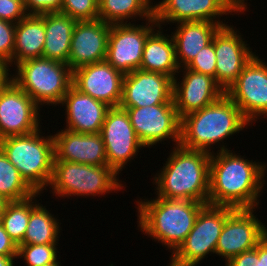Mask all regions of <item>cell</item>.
<instances>
[{
  "instance_id": "1",
  "label": "cell",
  "mask_w": 267,
  "mask_h": 266,
  "mask_svg": "<svg viewBox=\"0 0 267 266\" xmlns=\"http://www.w3.org/2000/svg\"><path fill=\"white\" fill-rule=\"evenodd\" d=\"M219 146L217 154L212 150L210 159L208 204L255 209L265 184L267 165L244 159L223 144Z\"/></svg>"
},
{
  "instance_id": "2",
  "label": "cell",
  "mask_w": 267,
  "mask_h": 266,
  "mask_svg": "<svg viewBox=\"0 0 267 266\" xmlns=\"http://www.w3.org/2000/svg\"><path fill=\"white\" fill-rule=\"evenodd\" d=\"M211 154L176 145L154 177L157 197L208 204Z\"/></svg>"
},
{
  "instance_id": "3",
  "label": "cell",
  "mask_w": 267,
  "mask_h": 266,
  "mask_svg": "<svg viewBox=\"0 0 267 266\" xmlns=\"http://www.w3.org/2000/svg\"><path fill=\"white\" fill-rule=\"evenodd\" d=\"M136 202L140 230L170 248L172 254L184 242L194 227L199 211L206 205L186 199L161 197Z\"/></svg>"
},
{
  "instance_id": "4",
  "label": "cell",
  "mask_w": 267,
  "mask_h": 266,
  "mask_svg": "<svg viewBox=\"0 0 267 266\" xmlns=\"http://www.w3.org/2000/svg\"><path fill=\"white\" fill-rule=\"evenodd\" d=\"M250 125L238 106L223 94L217 101L181 118L180 145L187 149L212 154V144Z\"/></svg>"
},
{
  "instance_id": "5",
  "label": "cell",
  "mask_w": 267,
  "mask_h": 266,
  "mask_svg": "<svg viewBox=\"0 0 267 266\" xmlns=\"http://www.w3.org/2000/svg\"><path fill=\"white\" fill-rule=\"evenodd\" d=\"M0 149L35 192L46 190L53 174V135L42 136L39 128L27 135L8 136L0 140Z\"/></svg>"
},
{
  "instance_id": "6",
  "label": "cell",
  "mask_w": 267,
  "mask_h": 266,
  "mask_svg": "<svg viewBox=\"0 0 267 266\" xmlns=\"http://www.w3.org/2000/svg\"><path fill=\"white\" fill-rule=\"evenodd\" d=\"M10 79L40 107L59 105L72 86L73 71L68 64L44 57L17 64ZM15 76V77H14Z\"/></svg>"
},
{
  "instance_id": "7",
  "label": "cell",
  "mask_w": 267,
  "mask_h": 266,
  "mask_svg": "<svg viewBox=\"0 0 267 266\" xmlns=\"http://www.w3.org/2000/svg\"><path fill=\"white\" fill-rule=\"evenodd\" d=\"M116 176L117 173L108 165L93 166L54 160L49 186H52L53 195L55 193L54 196L58 197L103 195L124 187Z\"/></svg>"
},
{
  "instance_id": "8",
  "label": "cell",
  "mask_w": 267,
  "mask_h": 266,
  "mask_svg": "<svg viewBox=\"0 0 267 266\" xmlns=\"http://www.w3.org/2000/svg\"><path fill=\"white\" fill-rule=\"evenodd\" d=\"M234 208L206 204L184 242L171 255L169 266H197L216 246L227 216Z\"/></svg>"
},
{
  "instance_id": "9",
  "label": "cell",
  "mask_w": 267,
  "mask_h": 266,
  "mask_svg": "<svg viewBox=\"0 0 267 266\" xmlns=\"http://www.w3.org/2000/svg\"><path fill=\"white\" fill-rule=\"evenodd\" d=\"M145 25L111 24L106 61L123 74L140 69L147 37L159 26L154 17Z\"/></svg>"
},
{
  "instance_id": "10",
  "label": "cell",
  "mask_w": 267,
  "mask_h": 266,
  "mask_svg": "<svg viewBox=\"0 0 267 266\" xmlns=\"http://www.w3.org/2000/svg\"><path fill=\"white\" fill-rule=\"evenodd\" d=\"M225 94L249 123L267 116V63L254 55Z\"/></svg>"
},
{
  "instance_id": "11",
  "label": "cell",
  "mask_w": 267,
  "mask_h": 266,
  "mask_svg": "<svg viewBox=\"0 0 267 266\" xmlns=\"http://www.w3.org/2000/svg\"><path fill=\"white\" fill-rule=\"evenodd\" d=\"M153 6L159 26L182 21H211L224 26L227 24L219 17L242 13L248 8L240 0H162Z\"/></svg>"
},
{
  "instance_id": "12",
  "label": "cell",
  "mask_w": 267,
  "mask_h": 266,
  "mask_svg": "<svg viewBox=\"0 0 267 266\" xmlns=\"http://www.w3.org/2000/svg\"><path fill=\"white\" fill-rule=\"evenodd\" d=\"M121 108L126 110L134 131L145 147L150 148L170 138L175 145H179L181 119L174 104Z\"/></svg>"
},
{
  "instance_id": "13",
  "label": "cell",
  "mask_w": 267,
  "mask_h": 266,
  "mask_svg": "<svg viewBox=\"0 0 267 266\" xmlns=\"http://www.w3.org/2000/svg\"><path fill=\"white\" fill-rule=\"evenodd\" d=\"M100 134L108 166L118 175L130 159H134L139 149L145 147L134 131L126 110L119 106L108 110Z\"/></svg>"
},
{
  "instance_id": "14",
  "label": "cell",
  "mask_w": 267,
  "mask_h": 266,
  "mask_svg": "<svg viewBox=\"0 0 267 266\" xmlns=\"http://www.w3.org/2000/svg\"><path fill=\"white\" fill-rule=\"evenodd\" d=\"M39 108L31 97L10 79L0 90V140L37 131L41 127Z\"/></svg>"
},
{
  "instance_id": "15",
  "label": "cell",
  "mask_w": 267,
  "mask_h": 266,
  "mask_svg": "<svg viewBox=\"0 0 267 266\" xmlns=\"http://www.w3.org/2000/svg\"><path fill=\"white\" fill-rule=\"evenodd\" d=\"M255 209H234L221 230L216 254L226 263L234 256L256 247L267 235V227L253 214Z\"/></svg>"
},
{
  "instance_id": "16",
  "label": "cell",
  "mask_w": 267,
  "mask_h": 266,
  "mask_svg": "<svg viewBox=\"0 0 267 266\" xmlns=\"http://www.w3.org/2000/svg\"><path fill=\"white\" fill-rule=\"evenodd\" d=\"M233 26H221L214 34L216 83L226 92L255 55Z\"/></svg>"
},
{
  "instance_id": "17",
  "label": "cell",
  "mask_w": 267,
  "mask_h": 266,
  "mask_svg": "<svg viewBox=\"0 0 267 266\" xmlns=\"http://www.w3.org/2000/svg\"><path fill=\"white\" fill-rule=\"evenodd\" d=\"M173 79L158 72L137 69L124 74L119 107L174 104Z\"/></svg>"
},
{
  "instance_id": "18",
  "label": "cell",
  "mask_w": 267,
  "mask_h": 266,
  "mask_svg": "<svg viewBox=\"0 0 267 266\" xmlns=\"http://www.w3.org/2000/svg\"><path fill=\"white\" fill-rule=\"evenodd\" d=\"M124 74L106 60L81 66L73 71L72 84L81 92L118 107L122 98Z\"/></svg>"
},
{
  "instance_id": "19",
  "label": "cell",
  "mask_w": 267,
  "mask_h": 266,
  "mask_svg": "<svg viewBox=\"0 0 267 266\" xmlns=\"http://www.w3.org/2000/svg\"><path fill=\"white\" fill-rule=\"evenodd\" d=\"M110 27L100 19L76 22L67 60L72 71L106 60Z\"/></svg>"
},
{
  "instance_id": "20",
  "label": "cell",
  "mask_w": 267,
  "mask_h": 266,
  "mask_svg": "<svg viewBox=\"0 0 267 266\" xmlns=\"http://www.w3.org/2000/svg\"><path fill=\"white\" fill-rule=\"evenodd\" d=\"M181 83L173 79L172 99L179 118L201 110L217 101L225 92L217 85L215 79L183 67Z\"/></svg>"
},
{
  "instance_id": "21",
  "label": "cell",
  "mask_w": 267,
  "mask_h": 266,
  "mask_svg": "<svg viewBox=\"0 0 267 266\" xmlns=\"http://www.w3.org/2000/svg\"><path fill=\"white\" fill-rule=\"evenodd\" d=\"M54 160L93 166L108 165L105 145L100 133H76L61 129L53 136Z\"/></svg>"
},
{
  "instance_id": "22",
  "label": "cell",
  "mask_w": 267,
  "mask_h": 266,
  "mask_svg": "<svg viewBox=\"0 0 267 266\" xmlns=\"http://www.w3.org/2000/svg\"><path fill=\"white\" fill-rule=\"evenodd\" d=\"M66 106V127L72 132L100 133L106 114L111 108L105 103L79 91L73 84L60 103Z\"/></svg>"
},
{
  "instance_id": "23",
  "label": "cell",
  "mask_w": 267,
  "mask_h": 266,
  "mask_svg": "<svg viewBox=\"0 0 267 266\" xmlns=\"http://www.w3.org/2000/svg\"><path fill=\"white\" fill-rule=\"evenodd\" d=\"M171 34L179 67H186L194 57L213 40L221 27L211 21H182ZM183 63V64H182Z\"/></svg>"
},
{
  "instance_id": "24",
  "label": "cell",
  "mask_w": 267,
  "mask_h": 266,
  "mask_svg": "<svg viewBox=\"0 0 267 266\" xmlns=\"http://www.w3.org/2000/svg\"><path fill=\"white\" fill-rule=\"evenodd\" d=\"M161 26L155 29L144 45L140 70L158 72L174 79L180 71L172 36L162 33ZM157 31V32H156ZM170 37V38H169ZM176 75V76H175Z\"/></svg>"
},
{
  "instance_id": "25",
  "label": "cell",
  "mask_w": 267,
  "mask_h": 266,
  "mask_svg": "<svg viewBox=\"0 0 267 266\" xmlns=\"http://www.w3.org/2000/svg\"><path fill=\"white\" fill-rule=\"evenodd\" d=\"M76 20L62 12L44 14L45 43L43 57L67 64Z\"/></svg>"
},
{
  "instance_id": "26",
  "label": "cell",
  "mask_w": 267,
  "mask_h": 266,
  "mask_svg": "<svg viewBox=\"0 0 267 266\" xmlns=\"http://www.w3.org/2000/svg\"><path fill=\"white\" fill-rule=\"evenodd\" d=\"M45 43L44 14L27 15L15 27L13 65L43 57Z\"/></svg>"
},
{
  "instance_id": "27",
  "label": "cell",
  "mask_w": 267,
  "mask_h": 266,
  "mask_svg": "<svg viewBox=\"0 0 267 266\" xmlns=\"http://www.w3.org/2000/svg\"><path fill=\"white\" fill-rule=\"evenodd\" d=\"M151 0H98V19L108 24H124L136 18L152 19Z\"/></svg>"
},
{
  "instance_id": "28",
  "label": "cell",
  "mask_w": 267,
  "mask_h": 266,
  "mask_svg": "<svg viewBox=\"0 0 267 266\" xmlns=\"http://www.w3.org/2000/svg\"><path fill=\"white\" fill-rule=\"evenodd\" d=\"M38 205L30 212V218L24 240L20 244L58 243L60 223L46 206Z\"/></svg>"
},
{
  "instance_id": "29",
  "label": "cell",
  "mask_w": 267,
  "mask_h": 266,
  "mask_svg": "<svg viewBox=\"0 0 267 266\" xmlns=\"http://www.w3.org/2000/svg\"><path fill=\"white\" fill-rule=\"evenodd\" d=\"M38 195L40 192H36L31 197L21 201L9 202L0 220L5 231L17 245L24 240L30 212L38 205L36 203ZM33 200H36L35 203Z\"/></svg>"
},
{
  "instance_id": "30",
  "label": "cell",
  "mask_w": 267,
  "mask_h": 266,
  "mask_svg": "<svg viewBox=\"0 0 267 266\" xmlns=\"http://www.w3.org/2000/svg\"><path fill=\"white\" fill-rule=\"evenodd\" d=\"M35 193L0 149V196L11 202L27 199Z\"/></svg>"
},
{
  "instance_id": "31",
  "label": "cell",
  "mask_w": 267,
  "mask_h": 266,
  "mask_svg": "<svg viewBox=\"0 0 267 266\" xmlns=\"http://www.w3.org/2000/svg\"><path fill=\"white\" fill-rule=\"evenodd\" d=\"M50 244H19L17 257L24 258L27 266H42L57 261V245Z\"/></svg>"
},
{
  "instance_id": "32",
  "label": "cell",
  "mask_w": 267,
  "mask_h": 266,
  "mask_svg": "<svg viewBox=\"0 0 267 266\" xmlns=\"http://www.w3.org/2000/svg\"><path fill=\"white\" fill-rule=\"evenodd\" d=\"M61 12L76 21L98 19V0H63Z\"/></svg>"
},
{
  "instance_id": "33",
  "label": "cell",
  "mask_w": 267,
  "mask_h": 266,
  "mask_svg": "<svg viewBox=\"0 0 267 266\" xmlns=\"http://www.w3.org/2000/svg\"><path fill=\"white\" fill-rule=\"evenodd\" d=\"M192 71L211 76L216 81V55L214 51V37L210 44L201 51L185 67Z\"/></svg>"
},
{
  "instance_id": "34",
  "label": "cell",
  "mask_w": 267,
  "mask_h": 266,
  "mask_svg": "<svg viewBox=\"0 0 267 266\" xmlns=\"http://www.w3.org/2000/svg\"><path fill=\"white\" fill-rule=\"evenodd\" d=\"M15 27V23L0 19V60L5 62L9 67L13 65Z\"/></svg>"
},
{
  "instance_id": "35",
  "label": "cell",
  "mask_w": 267,
  "mask_h": 266,
  "mask_svg": "<svg viewBox=\"0 0 267 266\" xmlns=\"http://www.w3.org/2000/svg\"><path fill=\"white\" fill-rule=\"evenodd\" d=\"M27 16L22 0H0V19L17 24Z\"/></svg>"
},
{
  "instance_id": "36",
  "label": "cell",
  "mask_w": 267,
  "mask_h": 266,
  "mask_svg": "<svg viewBox=\"0 0 267 266\" xmlns=\"http://www.w3.org/2000/svg\"><path fill=\"white\" fill-rule=\"evenodd\" d=\"M63 0H25L27 15H42L50 12H61Z\"/></svg>"
},
{
  "instance_id": "37",
  "label": "cell",
  "mask_w": 267,
  "mask_h": 266,
  "mask_svg": "<svg viewBox=\"0 0 267 266\" xmlns=\"http://www.w3.org/2000/svg\"><path fill=\"white\" fill-rule=\"evenodd\" d=\"M225 266H261V260L258 258V244L255 248L232 257Z\"/></svg>"
},
{
  "instance_id": "38",
  "label": "cell",
  "mask_w": 267,
  "mask_h": 266,
  "mask_svg": "<svg viewBox=\"0 0 267 266\" xmlns=\"http://www.w3.org/2000/svg\"><path fill=\"white\" fill-rule=\"evenodd\" d=\"M18 245L8 235L0 222V255L17 256Z\"/></svg>"
},
{
  "instance_id": "39",
  "label": "cell",
  "mask_w": 267,
  "mask_h": 266,
  "mask_svg": "<svg viewBox=\"0 0 267 266\" xmlns=\"http://www.w3.org/2000/svg\"><path fill=\"white\" fill-rule=\"evenodd\" d=\"M258 258L261 266H267V235L258 243Z\"/></svg>"
},
{
  "instance_id": "40",
  "label": "cell",
  "mask_w": 267,
  "mask_h": 266,
  "mask_svg": "<svg viewBox=\"0 0 267 266\" xmlns=\"http://www.w3.org/2000/svg\"><path fill=\"white\" fill-rule=\"evenodd\" d=\"M8 72H11L9 69V66L0 60V90L9 82L11 74Z\"/></svg>"
},
{
  "instance_id": "41",
  "label": "cell",
  "mask_w": 267,
  "mask_h": 266,
  "mask_svg": "<svg viewBox=\"0 0 267 266\" xmlns=\"http://www.w3.org/2000/svg\"><path fill=\"white\" fill-rule=\"evenodd\" d=\"M17 256H2L0 255V266H14V261Z\"/></svg>"
},
{
  "instance_id": "42",
  "label": "cell",
  "mask_w": 267,
  "mask_h": 266,
  "mask_svg": "<svg viewBox=\"0 0 267 266\" xmlns=\"http://www.w3.org/2000/svg\"><path fill=\"white\" fill-rule=\"evenodd\" d=\"M10 201H8L3 196H0V220L2 216L4 215L5 209Z\"/></svg>"
},
{
  "instance_id": "43",
  "label": "cell",
  "mask_w": 267,
  "mask_h": 266,
  "mask_svg": "<svg viewBox=\"0 0 267 266\" xmlns=\"http://www.w3.org/2000/svg\"><path fill=\"white\" fill-rule=\"evenodd\" d=\"M59 260L58 262H55V263H49V264H46V265H42V266H61V264L59 265Z\"/></svg>"
},
{
  "instance_id": "44",
  "label": "cell",
  "mask_w": 267,
  "mask_h": 266,
  "mask_svg": "<svg viewBox=\"0 0 267 266\" xmlns=\"http://www.w3.org/2000/svg\"><path fill=\"white\" fill-rule=\"evenodd\" d=\"M246 7H247V3H245V0H240Z\"/></svg>"
}]
</instances>
